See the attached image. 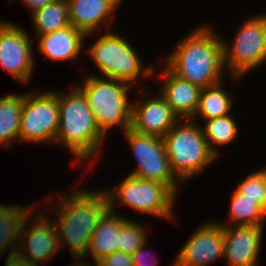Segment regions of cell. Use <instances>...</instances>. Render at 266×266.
<instances>
[{"instance_id": "6da1fadb", "label": "cell", "mask_w": 266, "mask_h": 266, "mask_svg": "<svg viewBox=\"0 0 266 266\" xmlns=\"http://www.w3.org/2000/svg\"><path fill=\"white\" fill-rule=\"evenodd\" d=\"M67 189L65 192H52L51 196L49 194L50 201L47 200V206L45 199L44 207L47 210L44 211L53 215L51 218L58 232L61 250L69 248L73 260L85 259L91 236L110 209L108 197L102 188L86 190V187L84 189L76 184V187H70L71 190Z\"/></svg>"}, {"instance_id": "7a4b0ae2", "label": "cell", "mask_w": 266, "mask_h": 266, "mask_svg": "<svg viewBox=\"0 0 266 266\" xmlns=\"http://www.w3.org/2000/svg\"><path fill=\"white\" fill-rule=\"evenodd\" d=\"M211 23L199 24L177 41L163 63L178 77L200 88L216 85L227 72L221 36Z\"/></svg>"}, {"instance_id": "3957f363", "label": "cell", "mask_w": 266, "mask_h": 266, "mask_svg": "<svg viewBox=\"0 0 266 266\" xmlns=\"http://www.w3.org/2000/svg\"><path fill=\"white\" fill-rule=\"evenodd\" d=\"M70 88L65 94L59 91V128L54 144L59 143L72 154L73 166L92 161L88 163L89 171L93 160L97 163L103 156L107 137L100 131L83 93L74 84Z\"/></svg>"}, {"instance_id": "277c9868", "label": "cell", "mask_w": 266, "mask_h": 266, "mask_svg": "<svg viewBox=\"0 0 266 266\" xmlns=\"http://www.w3.org/2000/svg\"><path fill=\"white\" fill-rule=\"evenodd\" d=\"M104 32L87 34L97 35L95 43L89 44L86 55L98 68L99 76L125 82L130 86L140 85V79H151L153 77L154 65H144L139 50L132 45L124 35L105 30ZM90 35V36H89ZM100 72V73H99ZM140 82V83H139Z\"/></svg>"}, {"instance_id": "5b68a950", "label": "cell", "mask_w": 266, "mask_h": 266, "mask_svg": "<svg viewBox=\"0 0 266 266\" xmlns=\"http://www.w3.org/2000/svg\"><path fill=\"white\" fill-rule=\"evenodd\" d=\"M74 85L85 96L100 131L106 137L115 127L121 128L122 133L130 129L132 101L129 94L134 89L132 86L98 74H88L81 82H74Z\"/></svg>"}, {"instance_id": "8992f818", "label": "cell", "mask_w": 266, "mask_h": 266, "mask_svg": "<svg viewBox=\"0 0 266 266\" xmlns=\"http://www.w3.org/2000/svg\"><path fill=\"white\" fill-rule=\"evenodd\" d=\"M163 141L172 172L183 184L219 162L209 148L201 125L192 119H180Z\"/></svg>"}, {"instance_id": "52a82bcc", "label": "cell", "mask_w": 266, "mask_h": 266, "mask_svg": "<svg viewBox=\"0 0 266 266\" xmlns=\"http://www.w3.org/2000/svg\"><path fill=\"white\" fill-rule=\"evenodd\" d=\"M258 14L242 19L231 42L221 36L224 67L235 83L266 65V12Z\"/></svg>"}, {"instance_id": "ba28073f", "label": "cell", "mask_w": 266, "mask_h": 266, "mask_svg": "<svg viewBox=\"0 0 266 266\" xmlns=\"http://www.w3.org/2000/svg\"><path fill=\"white\" fill-rule=\"evenodd\" d=\"M119 182L114 187L112 185L109 189H103L111 211L118 213L116 209L123 205L139 214L175 222L174 208L178 197L165 184L135 178L129 174Z\"/></svg>"}, {"instance_id": "9c48e42d", "label": "cell", "mask_w": 266, "mask_h": 266, "mask_svg": "<svg viewBox=\"0 0 266 266\" xmlns=\"http://www.w3.org/2000/svg\"><path fill=\"white\" fill-rule=\"evenodd\" d=\"M59 128V90L24 93L19 142L43 145L55 143Z\"/></svg>"}, {"instance_id": "30bf717a", "label": "cell", "mask_w": 266, "mask_h": 266, "mask_svg": "<svg viewBox=\"0 0 266 266\" xmlns=\"http://www.w3.org/2000/svg\"><path fill=\"white\" fill-rule=\"evenodd\" d=\"M130 146L137 167L127 174L145 180L165 184L177 197L183 183L174 175L166 154L163 138L155 135L137 133L128 129L123 133Z\"/></svg>"}, {"instance_id": "8fae6325", "label": "cell", "mask_w": 266, "mask_h": 266, "mask_svg": "<svg viewBox=\"0 0 266 266\" xmlns=\"http://www.w3.org/2000/svg\"><path fill=\"white\" fill-rule=\"evenodd\" d=\"M34 41L24 27L0 20V66L23 85H28L36 68Z\"/></svg>"}, {"instance_id": "7c38bea8", "label": "cell", "mask_w": 266, "mask_h": 266, "mask_svg": "<svg viewBox=\"0 0 266 266\" xmlns=\"http://www.w3.org/2000/svg\"><path fill=\"white\" fill-rule=\"evenodd\" d=\"M35 208L26 218L17 252L34 264L46 266L61 253L58 232L48 211ZM49 214V216H48Z\"/></svg>"}, {"instance_id": "4fadbf2b", "label": "cell", "mask_w": 266, "mask_h": 266, "mask_svg": "<svg viewBox=\"0 0 266 266\" xmlns=\"http://www.w3.org/2000/svg\"><path fill=\"white\" fill-rule=\"evenodd\" d=\"M186 239L170 266H211L224 256V226L208 220Z\"/></svg>"}, {"instance_id": "5bb4252c", "label": "cell", "mask_w": 266, "mask_h": 266, "mask_svg": "<svg viewBox=\"0 0 266 266\" xmlns=\"http://www.w3.org/2000/svg\"><path fill=\"white\" fill-rule=\"evenodd\" d=\"M149 88V90H147ZM138 87L141 96L132 101L131 127L137 133L163 138L180 120L159 92Z\"/></svg>"}, {"instance_id": "9a60e30c", "label": "cell", "mask_w": 266, "mask_h": 266, "mask_svg": "<svg viewBox=\"0 0 266 266\" xmlns=\"http://www.w3.org/2000/svg\"><path fill=\"white\" fill-rule=\"evenodd\" d=\"M265 225L224 226V256L227 266H257Z\"/></svg>"}, {"instance_id": "2e32d148", "label": "cell", "mask_w": 266, "mask_h": 266, "mask_svg": "<svg viewBox=\"0 0 266 266\" xmlns=\"http://www.w3.org/2000/svg\"><path fill=\"white\" fill-rule=\"evenodd\" d=\"M161 67L155 66L153 70V76L158 74L161 83L158 92L179 119H192L198 108L201 88L175 75L164 63Z\"/></svg>"}, {"instance_id": "e0dca14e", "label": "cell", "mask_w": 266, "mask_h": 266, "mask_svg": "<svg viewBox=\"0 0 266 266\" xmlns=\"http://www.w3.org/2000/svg\"><path fill=\"white\" fill-rule=\"evenodd\" d=\"M121 3L122 0H67L70 24L86 35L103 32L104 27L111 30Z\"/></svg>"}, {"instance_id": "ac0fdd59", "label": "cell", "mask_w": 266, "mask_h": 266, "mask_svg": "<svg viewBox=\"0 0 266 266\" xmlns=\"http://www.w3.org/2000/svg\"><path fill=\"white\" fill-rule=\"evenodd\" d=\"M86 36L83 31L69 25L63 29L37 36L35 38L37 47L34 48L39 54L41 53L44 60L46 59L45 63L47 61L53 63L69 61L68 63L74 66V62L79 61L81 53L85 51V42L88 41Z\"/></svg>"}, {"instance_id": "d6986e66", "label": "cell", "mask_w": 266, "mask_h": 266, "mask_svg": "<svg viewBox=\"0 0 266 266\" xmlns=\"http://www.w3.org/2000/svg\"><path fill=\"white\" fill-rule=\"evenodd\" d=\"M129 217L109 209L103 215L91 236L86 256L90 255L93 257V261L97 263L116 252L122 223Z\"/></svg>"}, {"instance_id": "ffe728a7", "label": "cell", "mask_w": 266, "mask_h": 266, "mask_svg": "<svg viewBox=\"0 0 266 266\" xmlns=\"http://www.w3.org/2000/svg\"><path fill=\"white\" fill-rule=\"evenodd\" d=\"M30 205L0 204V259L3 255L17 252L18 239L28 215L36 208Z\"/></svg>"}, {"instance_id": "44dd1931", "label": "cell", "mask_w": 266, "mask_h": 266, "mask_svg": "<svg viewBox=\"0 0 266 266\" xmlns=\"http://www.w3.org/2000/svg\"><path fill=\"white\" fill-rule=\"evenodd\" d=\"M224 80L216 85L201 88L197 111L192 118L201 123V120H210L234 112L235 97L230 91H226ZM224 86V87H223ZM234 107V108H233Z\"/></svg>"}, {"instance_id": "7402d4cb", "label": "cell", "mask_w": 266, "mask_h": 266, "mask_svg": "<svg viewBox=\"0 0 266 266\" xmlns=\"http://www.w3.org/2000/svg\"><path fill=\"white\" fill-rule=\"evenodd\" d=\"M24 92L0 96V148H11L19 142Z\"/></svg>"}, {"instance_id": "603a6c76", "label": "cell", "mask_w": 266, "mask_h": 266, "mask_svg": "<svg viewBox=\"0 0 266 266\" xmlns=\"http://www.w3.org/2000/svg\"><path fill=\"white\" fill-rule=\"evenodd\" d=\"M233 114L205 120L204 122L201 121L200 124L209 148L218 160L221 157L222 151L220 147H224V145L226 147V145L234 143L239 136L240 129Z\"/></svg>"}, {"instance_id": "cb8c5ba5", "label": "cell", "mask_w": 266, "mask_h": 266, "mask_svg": "<svg viewBox=\"0 0 266 266\" xmlns=\"http://www.w3.org/2000/svg\"><path fill=\"white\" fill-rule=\"evenodd\" d=\"M229 197L227 218L223 222L217 219L220 224L223 226L266 225V212L254 201L244 198L235 189Z\"/></svg>"}, {"instance_id": "d4e9b609", "label": "cell", "mask_w": 266, "mask_h": 266, "mask_svg": "<svg viewBox=\"0 0 266 266\" xmlns=\"http://www.w3.org/2000/svg\"><path fill=\"white\" fill-rule=\"evenodd\" d=\"M34 39L39 35L63 29L70 24L67 0H57L30 14Z\"/></svg>"}, {"instance_id": "484cf974", "label": "cell", "mask_w": 266, "mask_h": 266, "mask_svg": "<svg viewBox=\"0 0 266 266\" xmlns=\"http://www.w3.org/2000/svg\"><path fill=\"white\" fill-rule=\"evenodd\" d=\"M145 226L142 221L127 218L119 232L117 251L133 255L149 239Z\"/></svg>"}, {"instance_id": "4316f807", "label": "cell", "mask_w": 266, "mask_h": 266, "mask_svg": "<svg viewBox=\"0 0 266 266\" xmlns=\"http://www.w3.org/2000/svg\"><path fill=\"white\" fill-rule=\"evenodd\" d=\"M258 169L240 181L235 190L244 198L254 201L266 212V166Z\"/></svg>"}, {"instance_id": "83f0119b", "label": "cell", "mask_w": 266, "mask_h": 266, "mask_svg": "<svg viewBox=\"0 0 266 266\" xmlns=\"http://www.w3.org/2000/svg\"><path fill=\"white\" fill-rule=\"evenodd\" d=\"M148 243L149 240H146L145 243L132 255L133 266H159L156 257L158 255H154L153 251L150 253V250L147 249ZM153 255L155 257H153Z\"/></svg>"}, {"instance_id": "f1b7e54d", "label": "cell", "mask_w": 266, "mask_h": 266, "mask_svg": "<svg viewBox=\"0 0 266 266\" xmlns=\"http://www.w3.org/2000/svg\"><path fill=\"white\" fill-rule=\"evenodd\" d=\"M99 266H133L132 255L114 252L97 262Z\"/></svg>"}, {"instance_id": "f546056e", "label": "cell", "mask_w": 266, "mask_h": 266, "mask_svg": "<svg viewBox=\"0 0 266 266\" xmlns=\"http://www.w3.org/2000/svg\"><path fill=\"white\" fill-rule=\"evenodd\" d=\"M4 266H39L26 259L18 252H13L5 258Z\"/></svg>"}, {"instance_id": "4dcf8cb0", "label": "cell", "mask_w": 266, "mask_h": 266, "mask_svg": "<svg viewBox=\"0 0 266 266\" xmlns=\"http://www.w3.org/2000/svg\"><path fill=\"white\" fill-rule=\"evenodd\" d=\"M15 0H11V2H14ZM22 1V4L26 6L27 9H29V13H33L35 10L40 9L44 7L47 4L53 3L57 0H20Z\"/></svg>"}, {"instance_id": "1f68e13d", "label": "cell", "mask_w": 266, "mask_h": 266, "mask_svg": "<svg viewBox=\"0 0 266 266\" xmlns=\"http://www.w3.org/2000/svg\"><path fill=\"white\" fill-rule=\"evenodd\" d=\"M74 262L71 263L69 266H99L96 262L93 265L91 264V262L88 261L87 263H85L86 261H84V259H74Z\"/></svg>"}]
</instances>
